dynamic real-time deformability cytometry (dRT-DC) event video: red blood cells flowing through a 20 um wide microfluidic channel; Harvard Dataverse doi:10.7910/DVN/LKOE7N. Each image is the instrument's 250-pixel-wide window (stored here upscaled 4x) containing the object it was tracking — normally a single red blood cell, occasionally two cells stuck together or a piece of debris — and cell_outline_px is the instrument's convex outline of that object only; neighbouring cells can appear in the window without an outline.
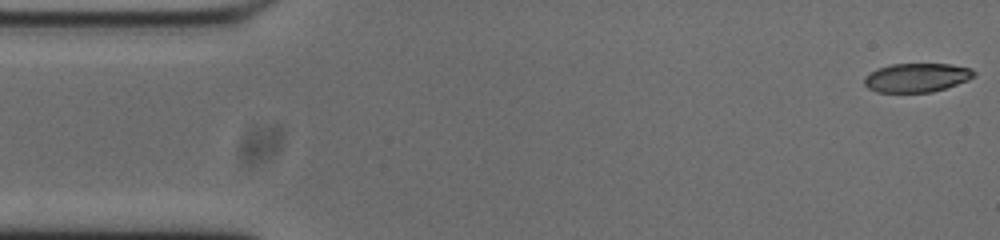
{"species": "common noctule bat (a hibernating species)", "species_latin": "Nyctalus noctula", "temperature_condition": "cold", "stored_images_in_passage": 53, "camera_frame_rate_fps": 3000, "um_per_image_px": 0.085, "animal": {"sex": "male", "body_mass_g": 20.0, "forearm_length_mm": 53.3}, "frame": {"image": 1, "passage_image": 1, "time_ms": 0.0, "image_size_px": [1000, 240], "cell_outline_px": [[976, 76], [968, 80], [932, 92], [876, 92], [868, 88], [864, 84], [864, 76], [868, 72], [876, 68], [892, 64], [952, 64], [968, 68], [976, 72]], "centroid_in_image_um": [77.88, 6.59], "position_along_channel_um": 7.1, "area_um2": 18.55}}
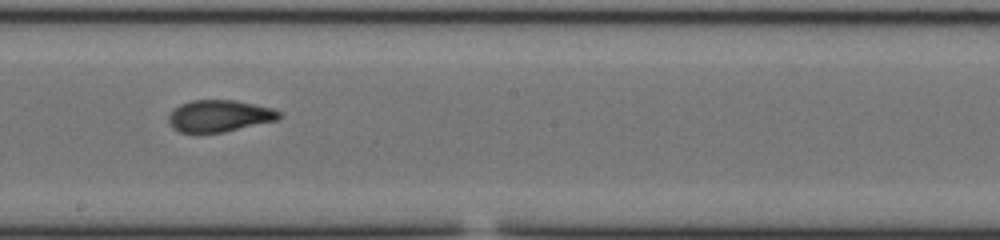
{"frame": {"image": 2, "passage_image": 28, "time_ms": 9.0, "image_size_px": [1000, 240], "cell_outline_px": [[280, 116], [276, 120], [224, 132], [180, 132], [172, 128], [168, 120], [168, 116], [172, 108], [180, 104], [192, 100], [236, 100], [272, 108], [280, 112]], "centroid_in_image_um": [18.59, 9.84], "position_along_channel_um": 229.6, "area_um2": 20.4}}
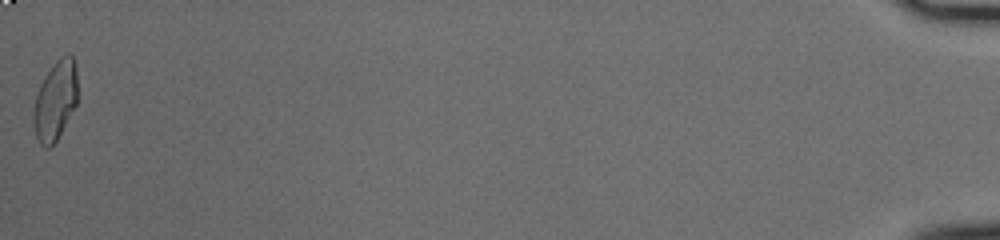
{"frame": {"image": 3, "passage_image": 53, "time_ms": 17.333, "image_size_px": [1000, 240], "cell_outline_px": [[76, 104], [56, 140], [48, 148], [44, 148], [40, 144], [36, 136], [32, 120], [36, 96], [40, 84], [56, 60], [60, 56], [68, 52], [72, 56], [76, 64]], "centroid_in_image_um": [4.69, 8.52], "position_along_channel_um": 430.5, "area_um2": 20.06}, "authors_computed_cell_mechanics": {"area_um2": 20.4034, "velocity_mm_per_s": 3.7641, "shape_relaxation_time_tau1_ms": null, "shape_relaxation_time_tau2_ms": 1.7495, "deformation_change_tau1": null, "deformation_change_tau2": 0.0843}}